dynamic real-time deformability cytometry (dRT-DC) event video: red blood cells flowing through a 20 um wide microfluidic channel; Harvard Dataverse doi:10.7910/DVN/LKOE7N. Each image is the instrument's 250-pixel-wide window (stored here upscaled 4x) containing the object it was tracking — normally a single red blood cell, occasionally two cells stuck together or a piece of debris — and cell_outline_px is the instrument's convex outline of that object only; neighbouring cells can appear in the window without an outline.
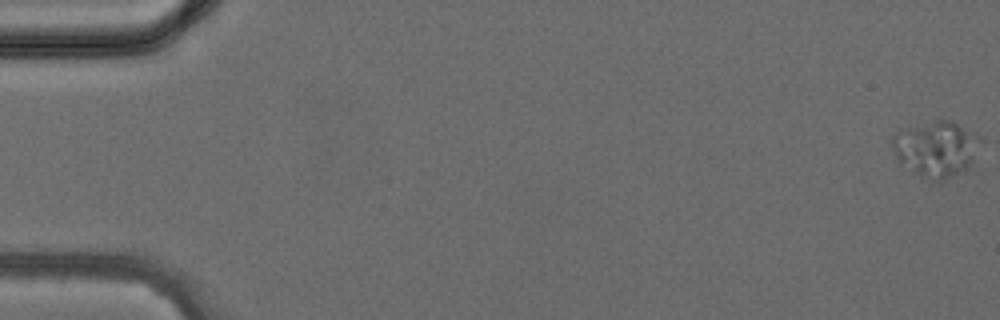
{"species": "common noctule bat (a hibernating species)", "species_latin": "Nyctalus noctula", "temperature_condition": "cold", "stored_images_in_passage": 39, "camera_frame_rate_fps": 3000, "um_per_image_px": 0.085, "animal": {"sex": "female", "body_mass_g": 24.6, "forearm_length_mm": 56.2}, "frame": {"image": 1, "passage_image": 1, "time_ms": 0.0, "image_size_px": [1000, 320], "cell_outline_px": [[972, 160], [964, 168], [940, 184], [936, 184], [920, 176], [900, 164], [892, 148], [892, 136], [912, 128], [936, 120], [952, 120], [972, 136]], "centroid_in_image_um": [79.4, 12.74], "position_along_channel_um": 5.6, "area_um2": 26.76}}
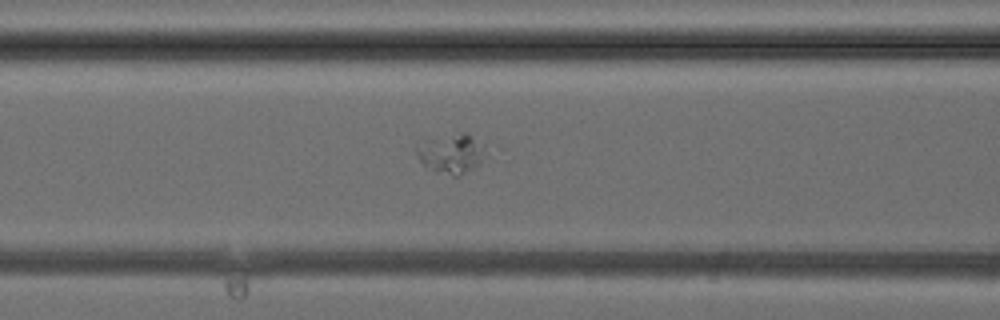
{"frame": {"image": 2, "passage_image": 17, "time_ms": 5.333, "image_size_px": [1000, 320], "cell_outline_px": [[484, 144], [480, 164], [456, 176], [452, 176], [436, 172], [424, 164], [416, 156], [416, 148], [428, 140], [460, 132], [464, 132], [472, 136]], "centroid_in_image_um": [38.36, 13.06], "position_along_channel_um": 128.2, "area_um2": 15.32}}
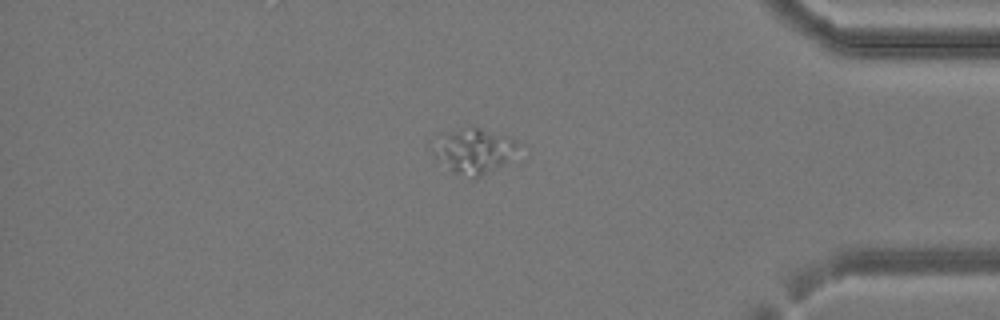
{"frame": {"image": 3, "passage_image": 34, "time_ms": 11.0, "image_size_px": [1000, 320], "cell_outline_px": [[516, 144], [504, 160], [500, 164], [480, 176], [472, 180], [452, 172], [432, 152], [428, 140], [444, 132], [468, 124], [508, 136], [516, 140]], "centroid_in_image_um": [40.07, 12.75], "position_along_channel_um": 395.1, "area_um2": 22.31}}